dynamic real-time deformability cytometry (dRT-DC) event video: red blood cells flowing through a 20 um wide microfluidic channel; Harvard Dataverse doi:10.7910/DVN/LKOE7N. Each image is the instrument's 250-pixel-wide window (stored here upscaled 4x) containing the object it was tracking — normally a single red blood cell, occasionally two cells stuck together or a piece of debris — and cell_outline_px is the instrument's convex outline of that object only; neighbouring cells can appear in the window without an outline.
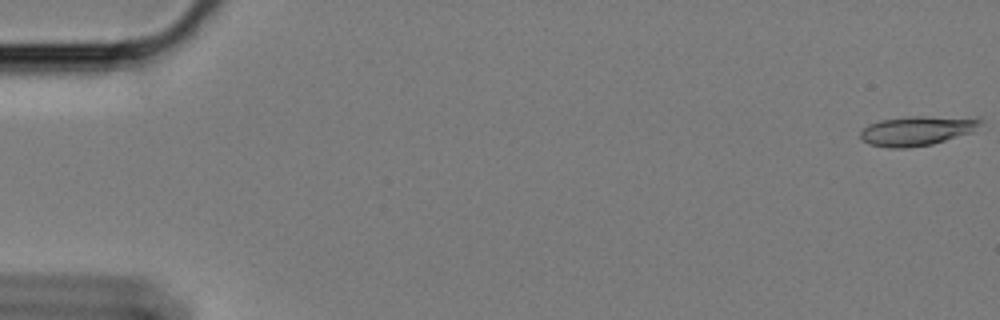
{"species": "Egyptian fruit bat (a non-hibernating species)", "species_latin": "Rousettus aegyptiacus", "temperature_condition": "cold", "stored_images_in_passage": 59, "camera_frame_rate_fps": 3000, "um_per_image_px": 0.085, "animal": {"sex": "female"}, "frame": {"image": 1, "passage_image": 1, "time_ms": 0.0, "image_size_px": [1000, 320], "cell_outline_px": [[980, 120], [972, 132], [932, 144], [908, 148], [888, 148], [868, 144], [860, 140], [860, 132], [868, 124], [880, 120], [908, 116], [980, 116]], "centroid_in_image_um": [77.92, 11.1], "position_along_channel_um": 7.1, "area_um2": 20.98}}
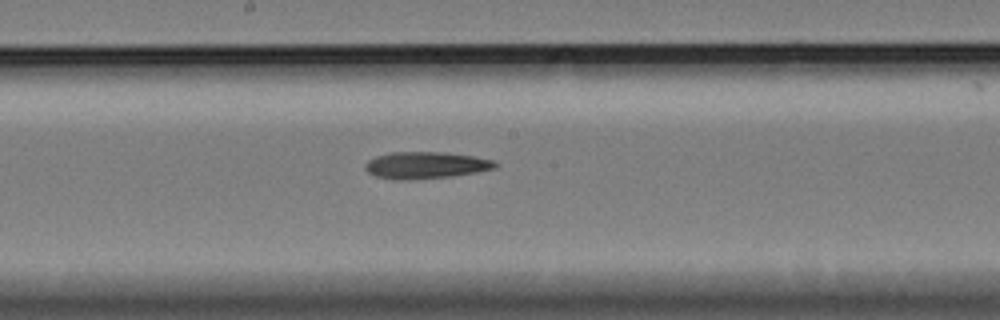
{"frame": {"image": 2, "passage_image": 32, "time_ms": 10.333, "image_size_px": [1000, 320], "cell_outline_px": [[500, 164], [496, 168], [476, 172], [452, 176], [408, 180], [392, 180], [376, 176], [368, 172], [364, 168], [364, 164], [368, 160], [376, 156], [388, 152], [444, 152], [476, 156], [496, 160]], "centroid_in_image_um": [36.21, 14.04], "position_along_channel_um": 212.0, "area_um2": 20.69}}
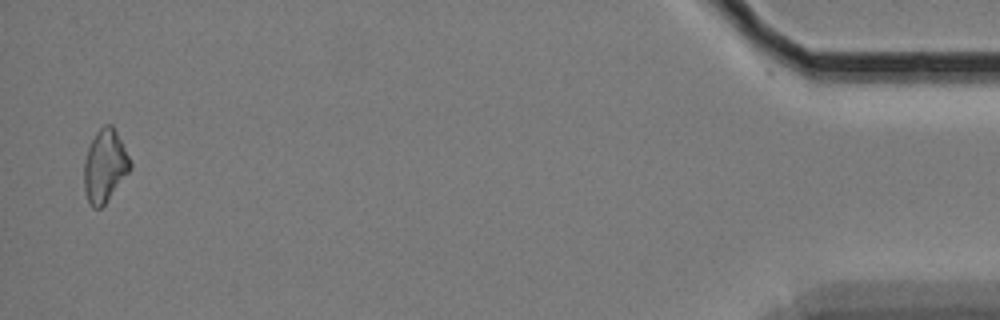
{"frame": {"image": 3, "passage_image": 58, "time_ms": 19.0, "image_size_px": [1000, 320], "cell_outline_px": [[132, 168], [104, 204], [100, 208], [92, 208], [88, 200], [84, 188], [84, 160], [88, 148], [96, 132], [104, 124], [112, 124], [132, 160]], "centroid_in_image_um": [8.93, 14.08], "position_along_channel_um": 426.3, "area_um2": 19.48}}